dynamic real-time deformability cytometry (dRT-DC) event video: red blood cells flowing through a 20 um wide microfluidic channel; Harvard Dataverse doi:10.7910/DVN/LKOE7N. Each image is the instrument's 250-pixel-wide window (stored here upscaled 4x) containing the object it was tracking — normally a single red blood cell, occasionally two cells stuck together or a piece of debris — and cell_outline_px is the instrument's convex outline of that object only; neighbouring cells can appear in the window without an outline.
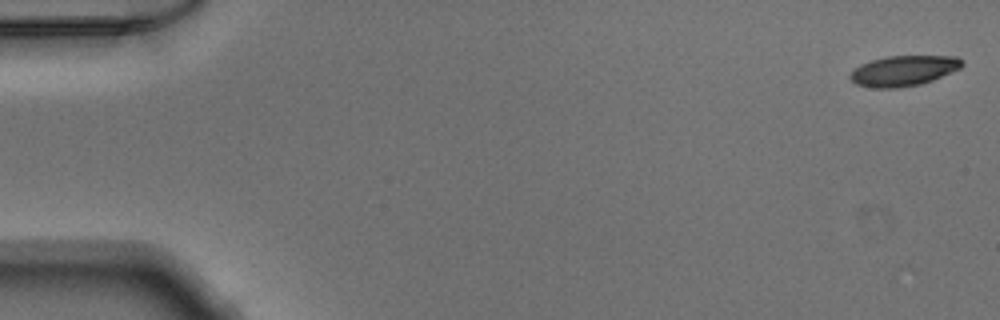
{"species": "Egyptian fruit bat (a non-hibernating species)", "species_latin": "Rousettus aegyptiacus", "temperature_condition": "warm", "stored_images_in_passage": 51, "camera_frame_rate_fps": 3000, "um_per_image_px": 0.085, "animal": {"sex": "male"}, "frame": {"image": 1, "passage_image": 1, "time_ms": 0.0, "image_size_px": [1000, 320], "cell_outline_px": [[964, 64], [960, 68], [932, 80], [920, 84], [900, 88], [872, 88], [856, 84], [848, 76], [860, 64], [872, 60], [888, 56], [956, 56]], "centroid_in_image_um": [76.78, 6.02], "position_along_channel_um": 8.2, "area_um2": 19.65}}
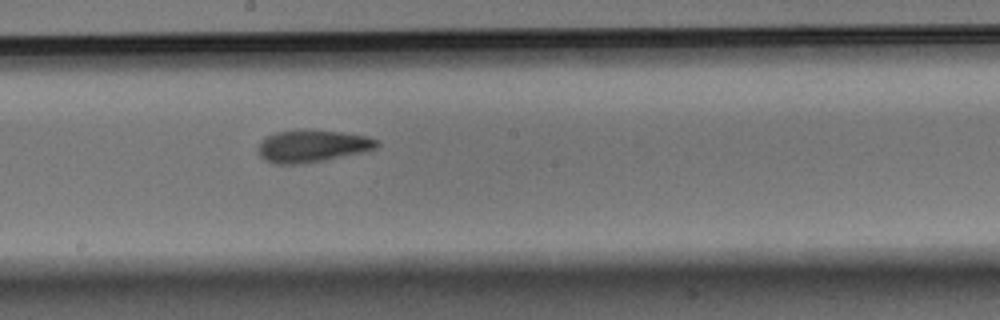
{"frame": {"image": 2, "passage_image": 28, "time_ms": 9.0, "image_size_px": [1000, 320], "cell_outline_px": [[380, 144], [376, 148], [364, 152], [324, 160], [300, 164], [276, 164], [264, 160], [260, 156], [260, 144], [268, 136], [276, 132], [304, 128], [340, 132], [364, 136], [376, 140]], "centroid_in_image_um": [26.55, 12.41], "position_along_channel_um": 221.7, "area_um2": 22.2}}
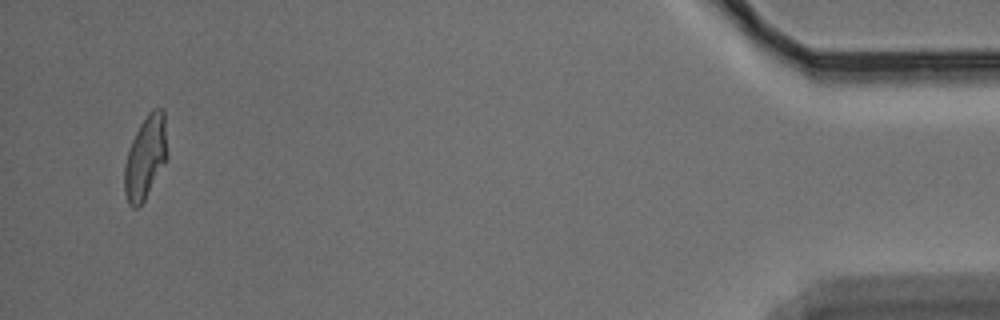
{"frame": {"image": 3, "passage_image": 49, "time_ms": 16.0, "image_size_px": [1000, 320], "cell_outline_px": [[168, 160], [144, 200], [136, 208], [132, 208], [128, 204], [124, 192], [124, 168], [128, 148], [140, 124], [148, 112], [152, 108], [164, 108], [168, 156]], "centroid_in_image_um": [12.38, 13.36], "position_along_channel_um": 422.8, "area_um2": 21.15}}